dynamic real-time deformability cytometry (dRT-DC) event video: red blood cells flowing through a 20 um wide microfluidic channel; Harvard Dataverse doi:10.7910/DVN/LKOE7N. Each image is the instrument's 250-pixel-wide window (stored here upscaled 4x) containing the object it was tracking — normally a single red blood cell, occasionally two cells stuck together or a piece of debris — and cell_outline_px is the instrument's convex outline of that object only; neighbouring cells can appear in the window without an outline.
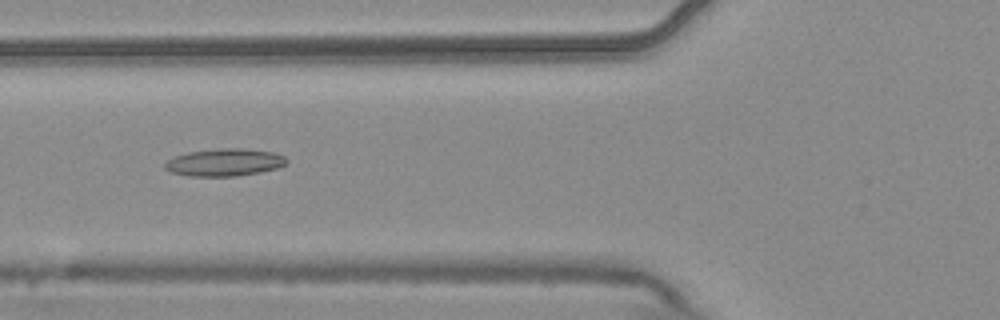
{"species": "common noctule bat (a hibernating species)", "species_latin": "Nyctalus noctula", "temperature_condition": "warm", "stored_images_in_passage": 5, "camera_frame_rate_fps": 3000, "um_per_image_px": 0.085, "animal": {"sex": "male", "body_mass_g": 20.4}, "frame": {"image": 1, "passage_image": 2, "time_ms": 0.333, "image_size_px": [1000, 320], "cell_outline_px": [[288, 160], [284, 164], [276, 168], [260, 172], [236, 176], [188, 176], [172, 172], [164, 168], [164, 164], [168, 160], [176, 156], [188, 152], [216, 148], [240, 148], [272, 152], [284, 156]], "centroid_in_image_um": [19.06, 13.8], "position_along_channel_um": 106.7, "area_um2": 19.31}}
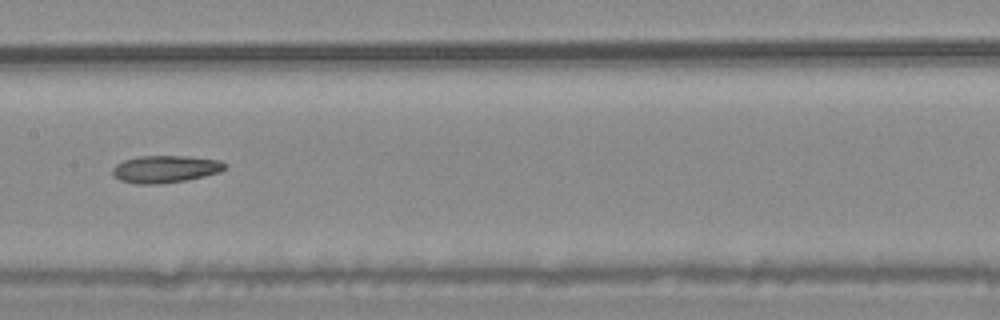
{"frame": {"image": 2, "passage_image": 4, "time_ms": 1.0, "image_size_px": [1000, 320], "cell_outline_px": [[224, 168], [220, 172], [204, 176], [184, 180], [160, 184], [136, 184], [120, 180], [112, 176], [112, 168], [116, 164], [124, 160], [140, 156], [188, 156], [220, 160], [224, 164]], "centroid_in_image_um": [14.0, 14.37], "position_along_channel_um": 193.4, "area_um2": 17.8}}
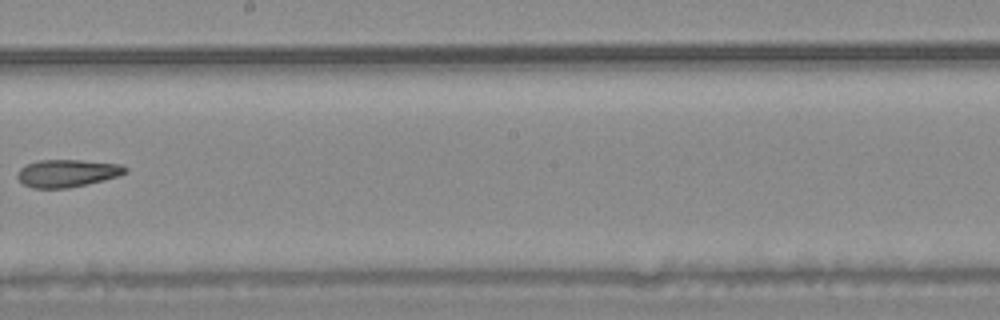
{"frame": {"image": 3, "passage_image": 5, "time_ms": 1.333, "image_size_px": [1000, 320], "cell_outline_px": [[128, 172], [104, 180], [68, 188], [32, 188], [24, 184], [16, 176], [16, 172], [20, 168], [28, 164], [40, 160], [80, 160], [124, 164], [128, 168]], "centroid_in_image_um": [5.73, 14.71], "position_along_channel_um": 242.5, "area_um2": 17.34}}